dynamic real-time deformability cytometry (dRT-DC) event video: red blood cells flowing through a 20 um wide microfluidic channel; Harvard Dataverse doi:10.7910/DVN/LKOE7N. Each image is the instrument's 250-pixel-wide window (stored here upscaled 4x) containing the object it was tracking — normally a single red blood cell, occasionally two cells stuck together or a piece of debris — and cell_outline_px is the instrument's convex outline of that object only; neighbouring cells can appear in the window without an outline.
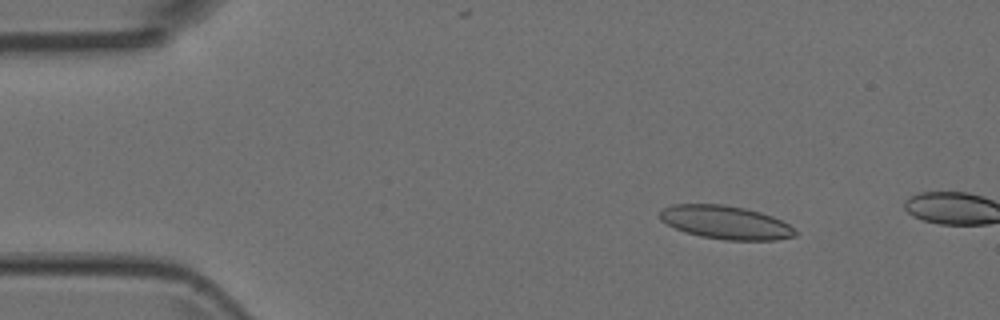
{"species": "Egyptian fruit bat (a non-hibernating species)", "species_latin": "Rousettus aegyptiacus", "temperature_condition": "room temperature", "stored_images_in_passage": 4, "camera_frame_rate_fps": 3000, "um_per_image_px": 0.085, "animal": {"sex": "female"}, "frame": {"image": 1, "passage_image": 3, "time_ms": 0.667, "image_size_px": [1000, 320], "cell_outline_px": [[796, 236], [776, 240], [724, 240], [700, 236], [684, 232], [660, 220], [660, 212], [664, 208], [672, 204], [724, 204], [744, 208], [760, 212], [772, 216], [796, 228]], "centroid_in_image_um": [61.69, 18.91], "position_along_channel_um": 23.3, "area_um2": 26.36}}